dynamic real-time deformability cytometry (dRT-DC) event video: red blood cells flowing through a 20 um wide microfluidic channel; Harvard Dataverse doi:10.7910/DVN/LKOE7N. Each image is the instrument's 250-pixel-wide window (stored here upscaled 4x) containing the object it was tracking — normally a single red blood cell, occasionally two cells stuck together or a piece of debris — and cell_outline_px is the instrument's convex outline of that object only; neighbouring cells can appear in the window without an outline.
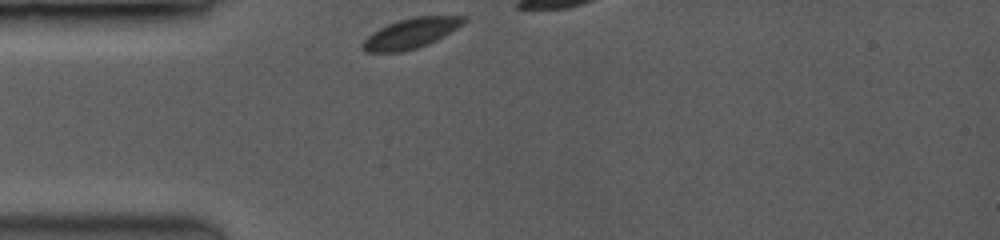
{"species": "common noctule bat (a hibernating species)", "species_latin": "Nyctalus noctula", "temperature_condition": "room temperature", "stored_images_in_passage": 15, "camera_frame_rate_fps": 3500, "um_per_image_px": 0.085, "animal": {"sex": "female", "body_mass_g": 19.0, "forearm_length_mm": 53.3}, "frame": {"image": 1, "passage_image": 1, "time_ms": 0.0, "image_size_px": [1000, 240], "cell_outline_px": [[468, 20], [464, 24], [444, 36], [428, 44], [416, 48], [400, 52], [364, 52], [360, 48], [360, 44], [372, 32], [396, 20], [416, 16], [468, 16]], "centroid_in_image_um": [34.93, 2.82], "position_along_channel_um": 50.1, "area_um2": 17.92}}